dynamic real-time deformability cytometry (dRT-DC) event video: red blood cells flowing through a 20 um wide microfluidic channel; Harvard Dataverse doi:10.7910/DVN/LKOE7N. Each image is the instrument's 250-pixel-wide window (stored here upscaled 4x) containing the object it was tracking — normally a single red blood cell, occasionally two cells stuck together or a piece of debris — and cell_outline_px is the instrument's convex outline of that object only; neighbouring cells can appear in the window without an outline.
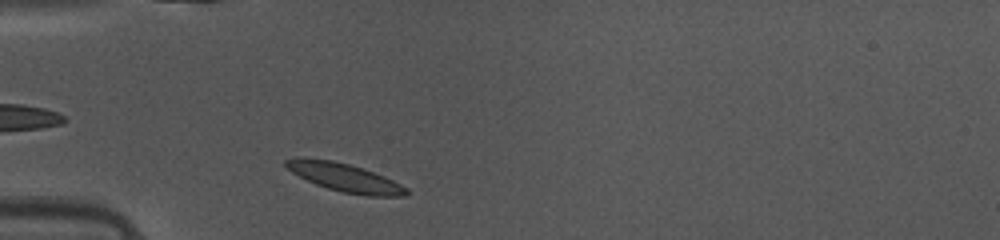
{"species": "common noctule bat (a hibernating species)", "species_latin": "Nyctalus noctula", "temperature_condition": "warm", "stored_images_in_passage": 36, "camera_frame_rate_fps": 3000, "um_per_image_px": 0.085, "animal": {"sex": "female", "body_mass_g": 10.0, "forearm_length_mm": 53.1}, "frame": {"image": 1, "passage_image": 2, "time_ms": 0.333, "image_size_px": [1000, 240], "cell_outline_px": [[412, 192], [404, 196], [368, 196], [344, 192], [328, 188], [316, 184], [292, 172], [284, 164], [284, 160], [332, 160], [348, 164], [384, 176], [408, 188]], "centroid_in_image_um": [29.43, 15.14], "position_along_channel_um": 55.6, "area_um2": 19.02}}
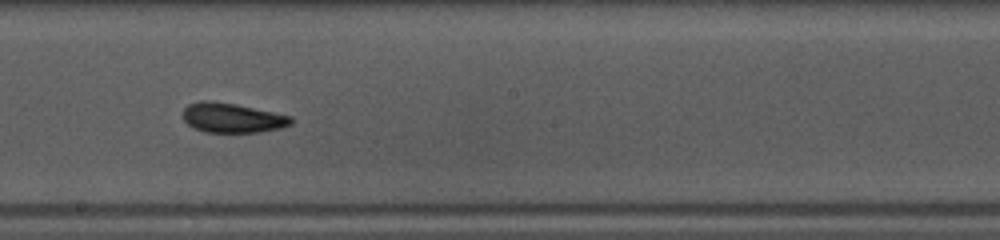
{"frame": {"image": 2, "passage_image": 15, "time_ms": 4.667, "image_size_px": [1000, 240], "cell_outline_px": [[292, 124], [280, 128], [260, 132], [204, 132], [188, 124], [184, 120], [184, 108], [188, 104], [200, 100], [208, 100], [236, 104], [292, 116]], "centroid_in_image_um": [19.75, 10.01], "position_along_channel_um": 228.5, "area_um2": 18.61}}
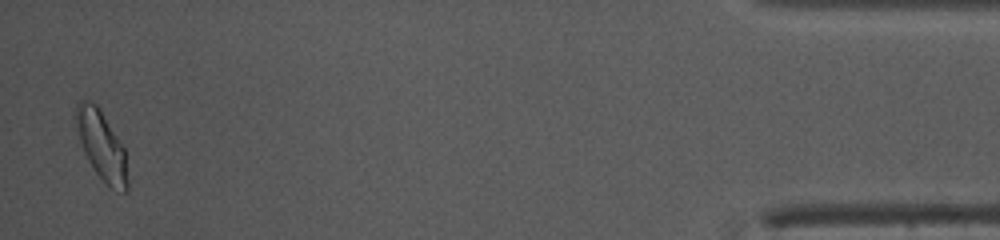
{"frame": {"image": 3, "passage_image": 35, "time_ms": 11.333, "image_size_px": [1000, 240], "cell_outline_px": [[128, 188], [124, 192], [112, 188], [96, 172], [76, 144], [72, 116], [76, 104], [80, 100], [88, 100], [96, 104], [100, 108], [124, 148], [128, 180]], "centroid_in_image_um": [8.52, 12.28], "position_along_channel_um": 426.7, "area_um2": 21.56}, "authors_computed_cell_mechanics": {"area_um2": 18.6694, "velocity_mm_per_s": 4.1555, "shape_relaxation_time_tau1_ms": 2.9563, "shape_relaxation_time_tau2_ms": 2.8493, "deformation_change_tau1": 0.1237, "deformation_change_tau2": 0.0811}}